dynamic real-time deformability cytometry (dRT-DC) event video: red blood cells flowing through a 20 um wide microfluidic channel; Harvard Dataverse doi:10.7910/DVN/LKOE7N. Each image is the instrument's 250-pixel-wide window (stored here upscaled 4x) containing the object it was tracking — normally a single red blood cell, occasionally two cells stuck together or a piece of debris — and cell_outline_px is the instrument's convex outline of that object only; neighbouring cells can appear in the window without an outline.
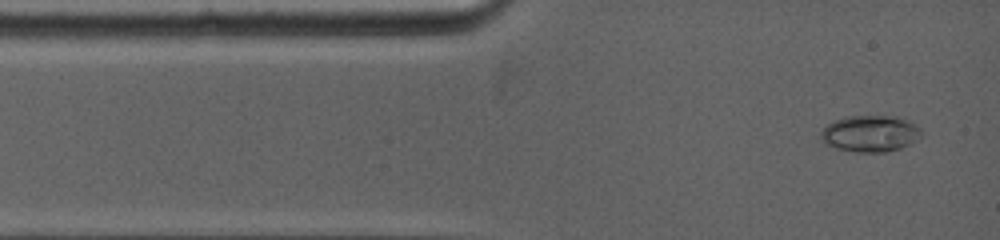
{"species": "common noctule bat (a hibernating species)", "species_latin": "Nyctalus noctula", "temperature_condition": "warm", "stored_images_in_passage": 43, "camera_frame_rate_fps": 5000, "um_per_image_px": 0.085, "animal": {"sex": "female", "body_mass_g": 19.0, "forearm_length_mm": 53.3}, "frame": {"image": 1, "passage_image": 2, "time_ms": 0.2, "image_size_px": [1000, 240], "cell_outline_px": [[924, 136], [900, 148], [884, 152], [856, 152], [836, 148], [824, 144], [820, 140], [820, 132], [828, 124], [844, 116], [896, 116], [920, 128]], "centroid_in_image_um": [73.93, 11.36], "position_along_channel_um": 11.1, "area_um2": 21.33}}
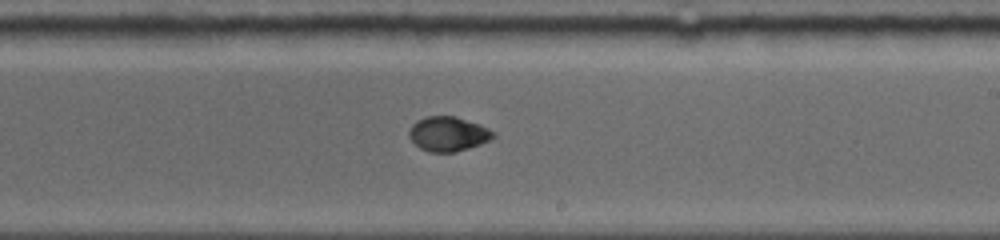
{"frame": {"image": 2, "passage_image": 26, "time_ms": 7.2, "image_size_px": [1000, 240], "cell_outline_px": [[496, 136], [480, 144], [456, 152], [428, 152], [420, 148], [408, 136], [408, 132], [412, 124], [416, 120], [428, 116], [456, 116], [488, 128], [496, 132]], "centroid_in_image_um": [38.08, 11.38], "position_along_channel_um": 250.9, "area_um2": 16.94}}
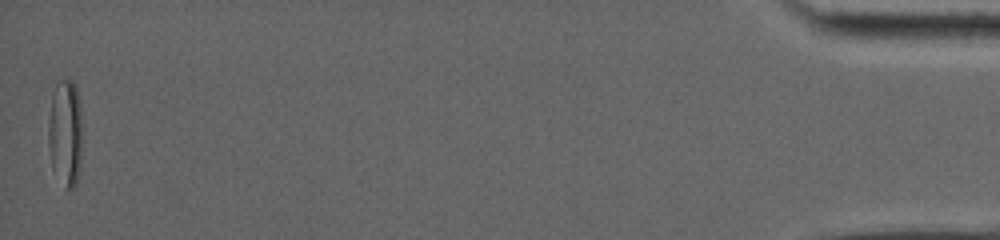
{"frame": {"image": 3, "passage_image": 43, "time_ms": 15.6, "image_size_px": [1000, 240], "cell_outline_px": [[80, 168], [76, 184], [72, 188], [68, 188], [52, 168], [48, 144], [48, 124], [52, 96], [56, 84], [60, 80], [72, 80], [76, 88], [80, 100]], "centroid_in_image_um": [5.54, 11.25], "position_along_channel_um": 429.7, "area_um2": 20.75}, "authors_computed_cell_mechanics": {"area_um2": 17.2244, "velocity_mm_per_s": 3.955, "shape_relaxation_time_tau1_ms": 8.0755, "shape_relaxation_time_tau2_ms": null, "deformation_change_tau1": 0.273, "deformation_change_tau2": null}}